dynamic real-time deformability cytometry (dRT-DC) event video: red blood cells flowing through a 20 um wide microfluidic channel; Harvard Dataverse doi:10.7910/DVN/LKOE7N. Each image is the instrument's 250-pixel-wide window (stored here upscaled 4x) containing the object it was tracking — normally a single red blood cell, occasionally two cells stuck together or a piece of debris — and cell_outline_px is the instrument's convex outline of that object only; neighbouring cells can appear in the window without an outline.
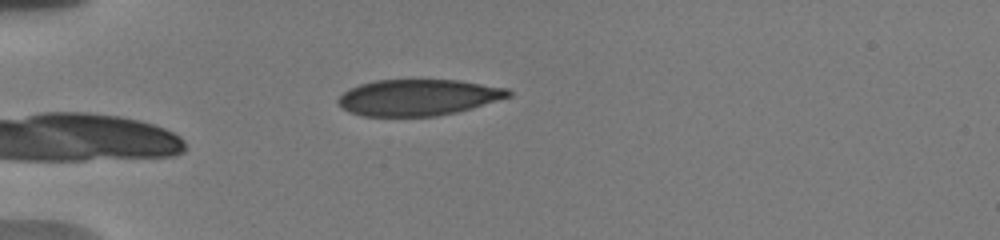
{"species": "human", "species_latin": "Homo sapiens", "temperature_condition": "warm", "stored_images_in_passage": 8, "camera_frame_rate_fps": 3000, "um_per_image_px": 0.085, "donor": {"sex": "male"}, "frame": {"image": 1, "passage_image": 1, "time_ms": 0.0, "image_size_px": [1000, 240], "cell_outline_px": [[512, 96], [456, 112], [436, 116], [364, 116], [352, 112], [344, 108], [336, 100], [348, 88], [360, 84], [376, 80], [460, 80], [508, 88], [512, 92]], "centroid_in_image_um": [35.56, 8.27], "position_along_channel_um": 49.4, "area_um2": 35.78}}
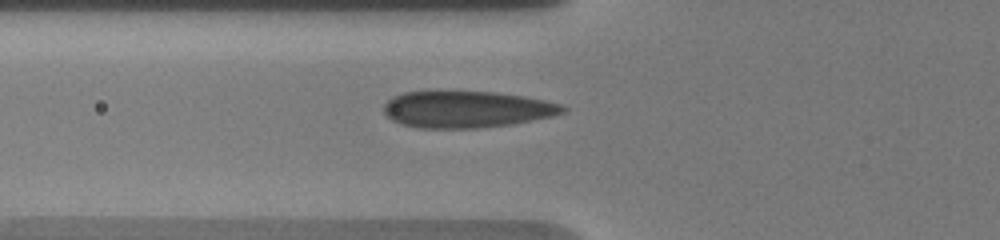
{"frame": {"image": 2, "passage_image": 5, "time_ms": 1.667, "image_size_px": [1000, 240], "cell_outline_px": [[568, 108], [564, 112], [552, 116], [512, 124], [480, 128], [420, 128], [400, 124], [392, 120], [384, 112], [384, 104], [392, 96], [404, 92], [496, 92], [524, 96], [544, 100], [560, 104]], "centroid_in_image_um": [39.66, 9.3], "position_along_channel_um": 86.1, "area_um2": 38.15}}
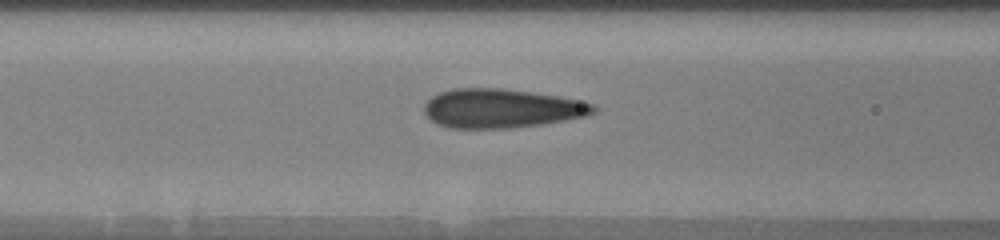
{"frame": {"image": 3, "passage_image": 7, "time_ms": 2.667, "image_size_px": [1000, 240], "cell_outline_px": [[600, 108], [596, 112], [584, 116], [564, 120], [540, 124], [508, 128], [448, 128], [436, 124], [424, 112], [424, 104], [432, 96], [440, 92], [452, 88], [504, 88], [560, 96], [596, 104]], "centroid_in_image_um": [42.63, 9.2], "position_along_channel_um": 124.0, "area_um2": 38.67}}